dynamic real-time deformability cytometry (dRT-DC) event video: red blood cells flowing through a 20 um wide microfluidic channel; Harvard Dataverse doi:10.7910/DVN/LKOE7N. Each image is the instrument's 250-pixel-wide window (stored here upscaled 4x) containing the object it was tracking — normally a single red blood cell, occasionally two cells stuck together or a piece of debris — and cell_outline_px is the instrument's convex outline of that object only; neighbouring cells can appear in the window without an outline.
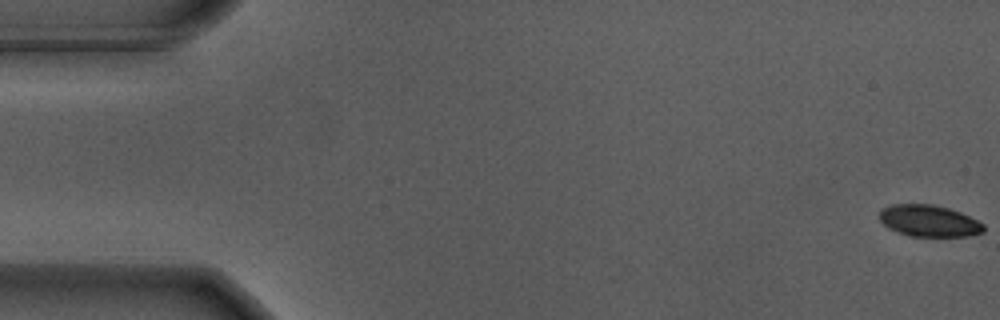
{"species": "Egyptian fruit bat (a non-hibernating species)", "species_latin": "Rousettus aegyptiacus", "temperature_condition": "warm", "stored_images_in_passage": 56, "camera_frame_rate_fps": 3000, "um_per_image_px": 0.085, "animal": {"sex": "male"}, "frame": {"image": 1, "passage_image": 1, "time_ms": 0.0, "image_size_px": [1000, 320], "cell_outline_px": [[984, 232], [968, 236], [908, 236], [888, 228], [880, 220], [880, 212], [884, 208], [892, 204], [932, 204], [948, 208], [960, 212], [984, 224]], "centroid_in_image_um": [78.97, 18.78], "position_along_channel_um": 6.0, "area_um2": 19.07}}
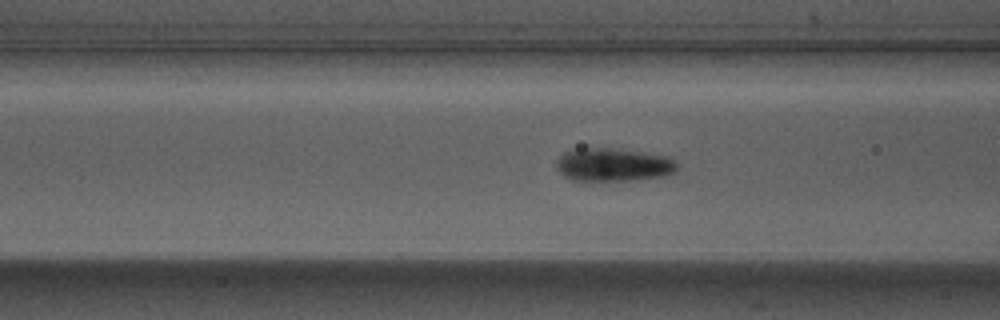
{"frame": {"image": 2, "passage_image": 22, "time_ms": 7.0, "image_size_px": [1000, 320], "cell_outline_px": [[676, 172], [664, 176], [632, 180], [572, 180], [564, 176], [556, 168], [556, 160], [564, 152], [580, 148], [600, 148], [640, 152], [668, 156], [676, 164]], "centroid_in_image_um": [52.1, 14.01], "position_along_channel_um": 114.5, "area_um2": 23.0}}
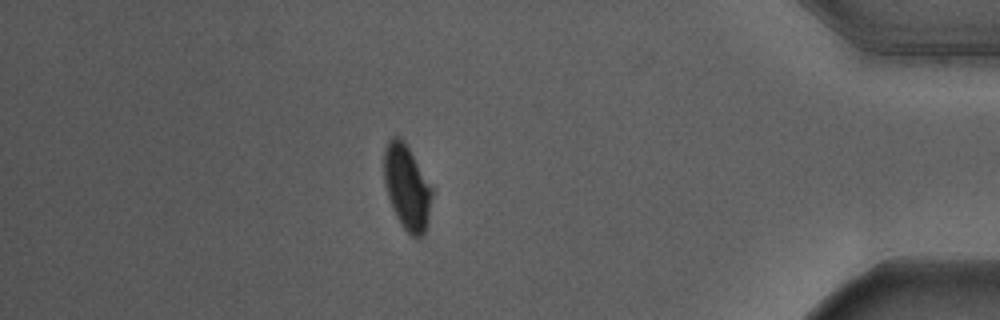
{"frame": {"image": 3, "passage_image": 49, "time_ms": 16.0, "image_size_px": [1000, 320], "cell_outline_px": [[432, 196], [428, 224], [420, 240], [416, 240], [400, 224], [392, 208], [384, 184], [384, 148], [388, 140], [392, 136], [400, 136], [404, 140], [432, 188]], "centroid_in_image_um": [34.58, 15.93], "position_along_channel_um": 400.6, "area_um2": 23.87}, "authors_computed_cell_mechanics": {"area_um2": 23.4957, "velocity_mm_per_s": 3.6762, "shape_relaxation_time_tau1_ms": 3.2608, "shape_relaxation_time_tau2_ms": null, "deformation_change_tau1": 0.1575, "deformation_change_tau2": null}}